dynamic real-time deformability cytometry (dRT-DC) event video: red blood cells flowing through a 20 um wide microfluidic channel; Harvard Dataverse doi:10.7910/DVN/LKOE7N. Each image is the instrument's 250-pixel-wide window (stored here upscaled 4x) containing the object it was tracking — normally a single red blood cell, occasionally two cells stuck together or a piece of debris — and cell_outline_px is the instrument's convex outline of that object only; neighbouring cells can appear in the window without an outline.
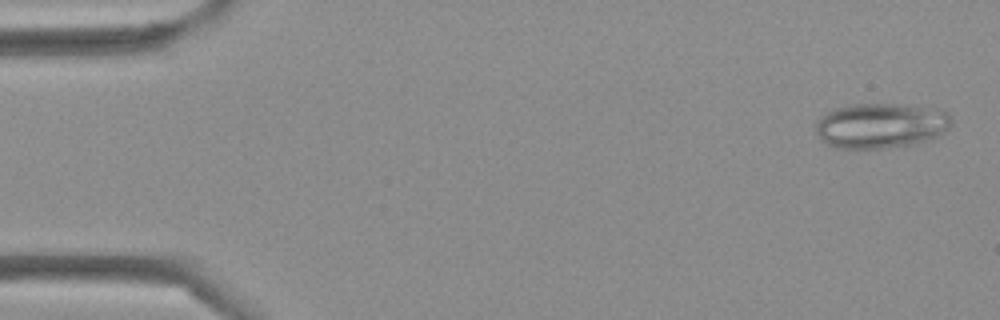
{"species": "Egyptian fruit bat (a non-hibernating species)", "species_latin": "Rousettus aegyptiacus", "temperature_condition": "cold", "stored_images_in_passage": 44, "camera_frame_rate_fps": 3000, "um_per_image_px": 0.085, "frame": {"image": 1, "passage_image": 2, "time_ms": 0.333, "image_size_px": [1000, 320], "cell_outline_px": [[952, 124], [940, 136], [928, 140], [912, 144], [880, 148], [836, 148], [820, 140], [816, 132], [816, 124], [820, 116], [832, 108], [848, 104], [904, 104], [936, 108], [948, 112], [952, 120]], "centroid_in_image_um": [74.87, 10.66], "position_along_channel_um": 10.1, "area_um2": 36.13}}
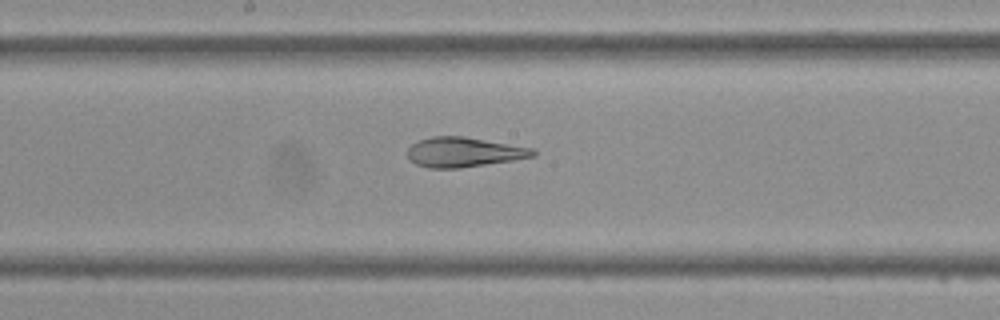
{"frame": {"image": 2, "passage_image": 23, "time_ms": 7.333, "image_size_px": [1000, 320], "cell_outline_px": [[536, 156], [512, 160], [460, 168], [428, 168], [416, 164], [408, 160], [408, 148], [412, 144], [420, 140], [432, 136], [464, 136], [532, 148], [536, 152]], "centroid_in_image_um": [39.39, 12.93], "position_along_channel_um": 208.8, "area_um2": 21.68}}
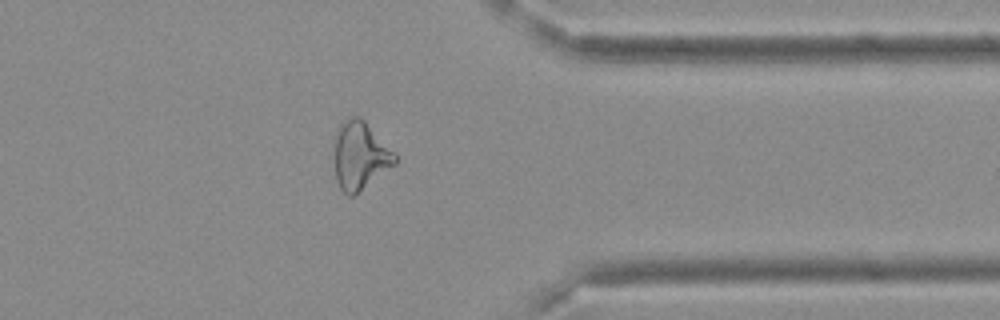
{"frame": {"image": 3, "passage_image": 35, "time_ms": 11.333, "image_size_px": [1000, 320], "cell_outline_px": [[400, 160], [396, 164], [352, 196], [348, 196], [340, 188], [336, 180], [336, 132], [340, 124], [348, 116], [360, 116], [396, 152]], "centroid_in_image_um": [30.66, 13.2], "position_along_channel_um": 380.7, "area_um2": 23.93}}